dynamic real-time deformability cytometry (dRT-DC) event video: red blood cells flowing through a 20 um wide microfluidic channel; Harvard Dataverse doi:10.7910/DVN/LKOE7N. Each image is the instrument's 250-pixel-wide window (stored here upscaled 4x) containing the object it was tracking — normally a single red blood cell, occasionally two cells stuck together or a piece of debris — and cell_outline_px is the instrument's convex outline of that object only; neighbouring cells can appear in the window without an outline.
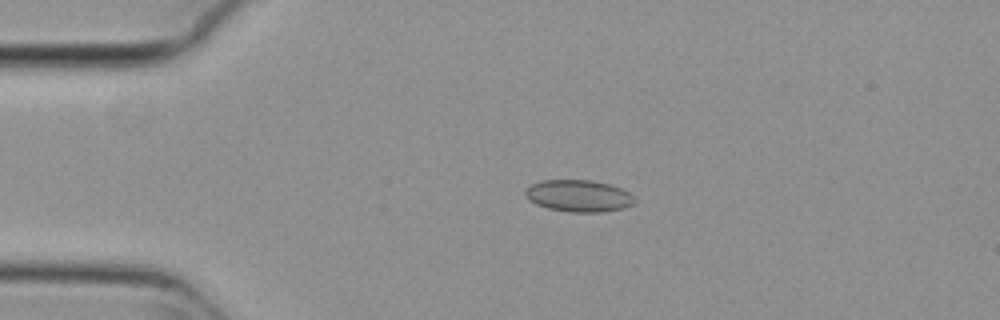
{"species": "common noctule bat (a hibernating species)", "species_latin": "Nyctalus noctula", "temperature_condition": "cold", "stored_images_in_passage": 1, "camera_frame_rate_fps": 3000, "um_per_image_px": 0.085, "animal": {"sex": "female", "body_mass_g": 29.2, "forearm_length_mm": 56.3}, "frame": {"image": 1, "passage_image": 1, "time_ms": 0.0, "image_size_px": [1000, 320], "cell_outline_px": [[612, 208], [556, 208], [540, 204], [536, 200], [540, 184], [556, 180], [576, 180], [600, 184], [612, 188]], "centroid_in_image_um": [48.85, 16.56], "position_along_channel_um": 36.2, "area_um2": 13.53}}